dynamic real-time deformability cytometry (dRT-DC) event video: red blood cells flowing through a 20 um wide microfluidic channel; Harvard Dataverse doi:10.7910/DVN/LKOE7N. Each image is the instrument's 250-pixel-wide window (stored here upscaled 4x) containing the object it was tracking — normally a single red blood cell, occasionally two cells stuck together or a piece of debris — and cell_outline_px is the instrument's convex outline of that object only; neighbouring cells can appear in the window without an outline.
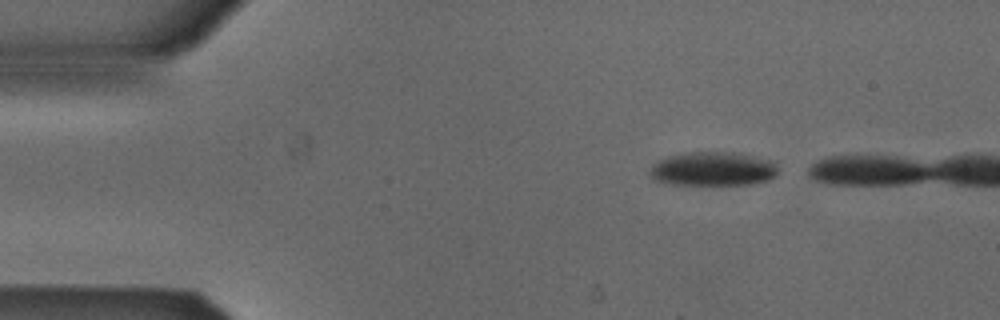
{"species": "Egyptian fruit bat (a non-hibernating species)", "species_latin": "Rousettus aegyptiacus", "temperature_condition": "cold", "stored_images_in_passage": 2, "camera_frame_rate_fps": 3000, "um_per_image_px": 0.085, "animal": {"sex": "male"}, "frame": {"image": 1, "passage_image": 1, "time_ms": 0.0, "image_size_px": [1000, 320], "cell_outline_px": [[776, 176], [768, 180], [752, 184], [672, 184], [656, 180], [648, 172], [652, 164], [656, 160], [668, 156], [688, 152], [736, 152], [776, 160]], "centroid_in_image_um": [60.62, 14.33], "position_along_channel_um": 24.4, "area_um2": 25.61}}